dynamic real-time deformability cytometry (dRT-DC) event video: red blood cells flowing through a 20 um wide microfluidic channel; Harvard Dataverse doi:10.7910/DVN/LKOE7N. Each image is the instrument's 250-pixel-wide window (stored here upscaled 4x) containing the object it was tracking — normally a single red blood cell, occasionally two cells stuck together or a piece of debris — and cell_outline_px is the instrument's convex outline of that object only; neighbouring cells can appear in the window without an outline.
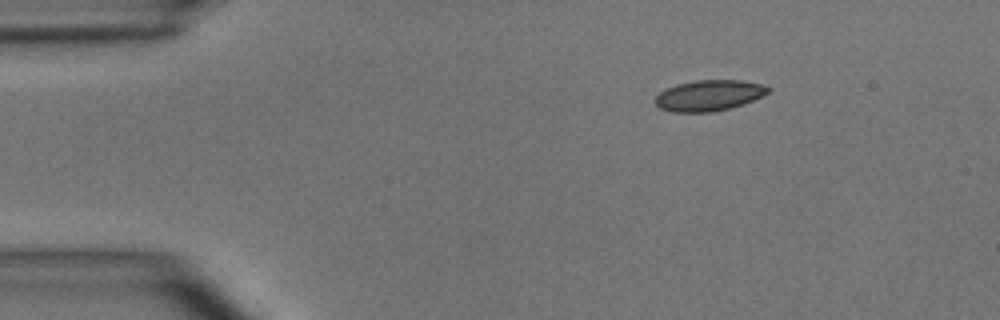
{"species": "common noctule bat (a hibernating species)", "species_latin": "Nyctalus noctula", "temperature_condition": "room temperature", "stored_images_in_passage": 47, "camera_frame_rate_fps": 3000, "um_per_image_px": 0.085, "animal": {"sex": "male", "body_mass_g": 15.6}, "frame": {"image": 1, "passage_image": 1, "time_ms": 0.0, "image_size_px": [1000, 320], "cell_outline_px": [[772, 88], [768, 92], [752, 100], [728, 108], [712, 112], [672, 112], [660, 108], [652, 100], [664, 88], [676, 84], [696, 80], [740, 80], [764, 84]], "centroid_in_image_um": [60.21, 8.1], "position_along_channel_um": 24.8, "area_um2": 20.29}}
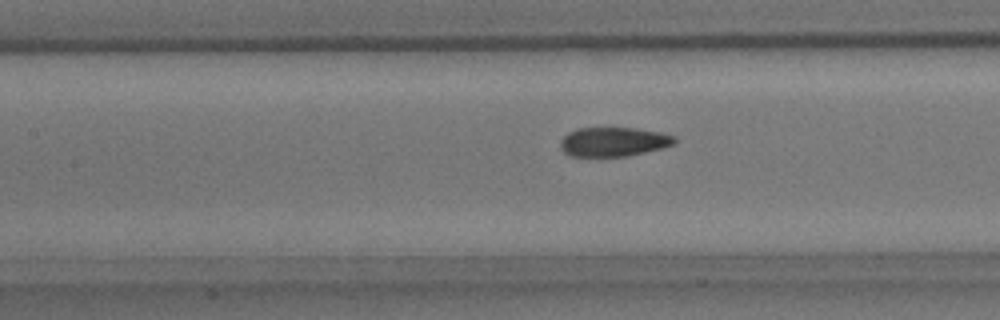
{"frame": {"image": 2, "passage_image": 17, "time_ms": 5.333, "image_size_px": [1000, 320], "cell_outline_px": [[676, 144], [664, 148], [628, 156], [572, 156], [564, 152], [560, 148], [560, 140], [568, 132], [576, 128], [636, 128], [660, 132], [676, 136]], "centroid_in_image_um": [52.18, 12.05], "position_along_channel_um": 155.2, "area_um2": 19.65}}
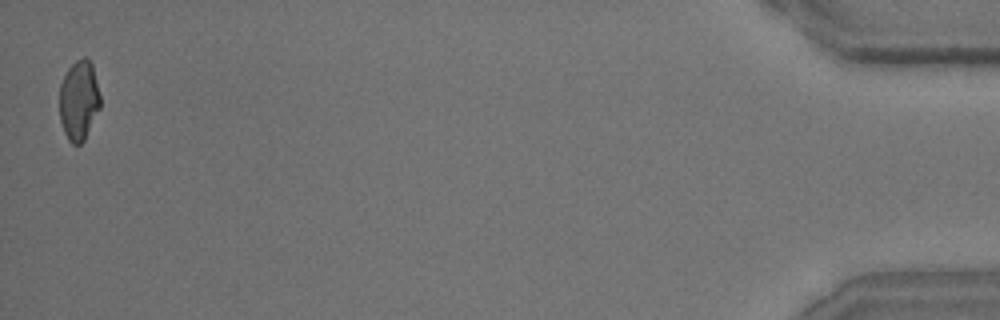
{"frame": {"image": 3, "passage_image": 47, "time_ms": 15.333, "image_size_px": [1000, 320], "cell_outline_px": [[100, 108], [84, 140], [80, 144], [72, 144], [68, 140], [64, 132], [60, 120], [60, 84], [68, 68], [76, 60], [84, 56], [92, 64], [100, 96]], "centroid_in_image_um": [6.7, 8.53], "position_along_channel_um": 428.5, "area_um2": 18.9}, "authors_computed_cell_mechanics": {"area_um2": 20.0566, "velocity_mm_per_s": 3.6446, "shape_relaxation_time_tau1_ms": 5.0233, "shape_relaxation_time_tau2_ms": 1.3058, "deformation_change_tau1": 0.1267, "deformation_change_tau2": 0.0586}}